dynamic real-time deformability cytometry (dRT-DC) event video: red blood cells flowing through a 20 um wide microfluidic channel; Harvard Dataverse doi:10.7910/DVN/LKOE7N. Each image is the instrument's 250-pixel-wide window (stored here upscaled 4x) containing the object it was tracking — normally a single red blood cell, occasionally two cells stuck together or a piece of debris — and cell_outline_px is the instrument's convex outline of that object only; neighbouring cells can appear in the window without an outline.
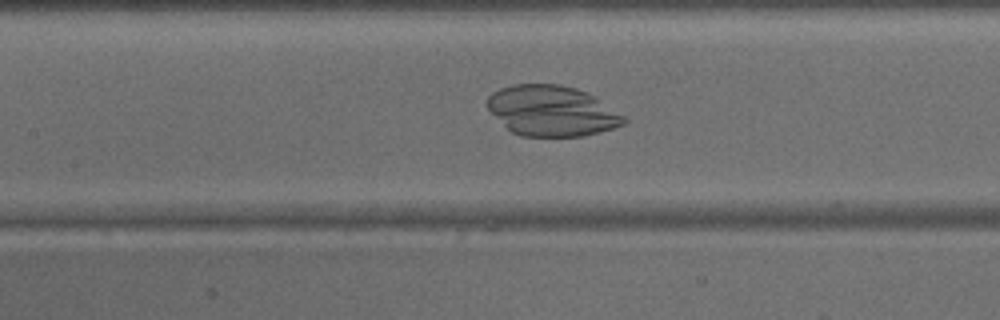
{"species": "common noctule bat (a hibernating species)", "species_latin": "Nyctalus noctula", "temperature_condition": "warm", "stored_images_in_passage": 46, "camera_frame_rate_fps": 3000, "um_per_image_px": 0.085, "animal": {"sex": "male", "body_mass_g": 15.6}, "frame": {"image": 1, "passage_image": 21, "time_ms": 6.667, "image_size_px": [1000, 320], "cell_outline_px": [[628, 120], [624, 124], [600, 132], [584, 136], [520, 136], [512, 132], [488, 108], [488, 96], [492, 92], [500, 88], [512, 84], [556, 84], [576, 88], [592, 96], [624, 116]], "centroid_in_image_um": [46.89, 9.42], "position_along_channel_um": 160.5, "area_um2": 39.59}}
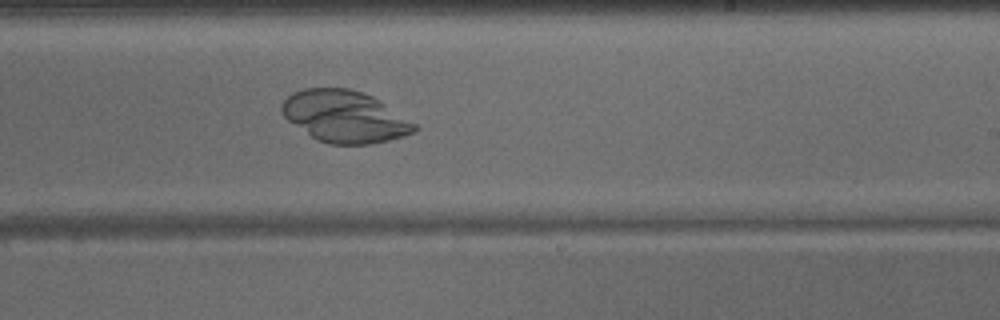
{"frame": {"image": 2, "passage_image": 28, "time_ms": 9.0, "image_size_px": [1000, 320], "cell_outline_px": [[420, 128], [412, 132], [388, 140], [372, 144], [328, 144], [316, 140], [288, 120], [280, 112], [280, 108], [284, 100], [292, 92], [304, 88], [348, 88], [364, 92], [372, 96], [416, 124]], "centroid_in_image_um": [29.26, 9.9], "position_along_channel_um": 259.7, "area_um2": 39.82}}
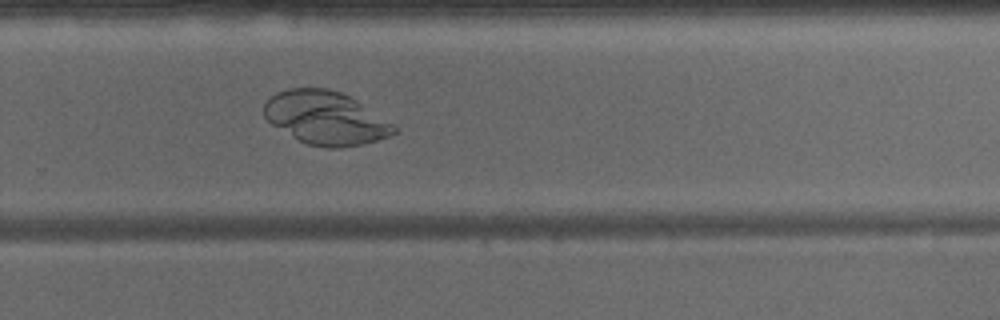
{"frame": {"image": 3, "passage_image": 31, "time_ms": 10.0, "image_size_px": [1000, 320], "cell_outline_px": [[400, 128], [396, 132], [388, 136], [364, 144], [340, 148], [328, 148], [308, 144], [300, 140], [272, 124], [264, 116], [264, 104], [268, 96], [276, 92], [288, 88], [328, 88], [340, 92], [356, 100]], "centroid_in_image_um": [27.68, 10.02], "position_along_channel_um": 302.1, "area_um2": 40.17}}